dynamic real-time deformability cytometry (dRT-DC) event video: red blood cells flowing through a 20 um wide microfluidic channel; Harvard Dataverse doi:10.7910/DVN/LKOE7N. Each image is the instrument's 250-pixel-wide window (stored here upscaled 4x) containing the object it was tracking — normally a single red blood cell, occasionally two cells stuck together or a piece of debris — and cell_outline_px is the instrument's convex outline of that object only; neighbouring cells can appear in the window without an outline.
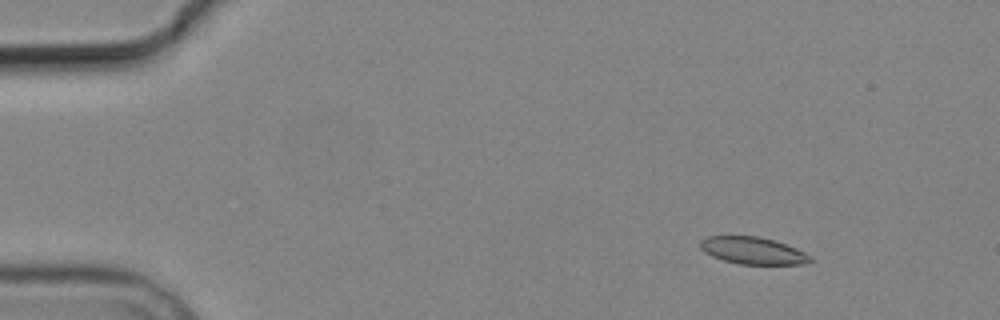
{"species": "common noctule bat (a hibernating species)", "species_latin": "Nyctalus noctula", "temperature_condition": "cold", "stored_images_in_passage": 5, "camera_frame_rate_fps": 3000, "um_per_image_px": 0.085, "animal": {"sex": "male", "body_mass_g": 19.2, "forearm_length_mm": 51.8}, "frame": {"image": 1, "passage_image": 3, "time_ms": 2.333, "image_size_px": [1000, 320], "cell_outline_px": [[812, 260], [804, 264], [740, 264], [724, 260], [712, 256], [704, 252], [700, 248], [700, 240], [708, 236], [756, 236], [772, 240], [796, 248], [812, 256]], "centroid_in_image_um": [63.97, 21.3], "position_along_channel_um": 21.0, "area_um2": 17.22}}